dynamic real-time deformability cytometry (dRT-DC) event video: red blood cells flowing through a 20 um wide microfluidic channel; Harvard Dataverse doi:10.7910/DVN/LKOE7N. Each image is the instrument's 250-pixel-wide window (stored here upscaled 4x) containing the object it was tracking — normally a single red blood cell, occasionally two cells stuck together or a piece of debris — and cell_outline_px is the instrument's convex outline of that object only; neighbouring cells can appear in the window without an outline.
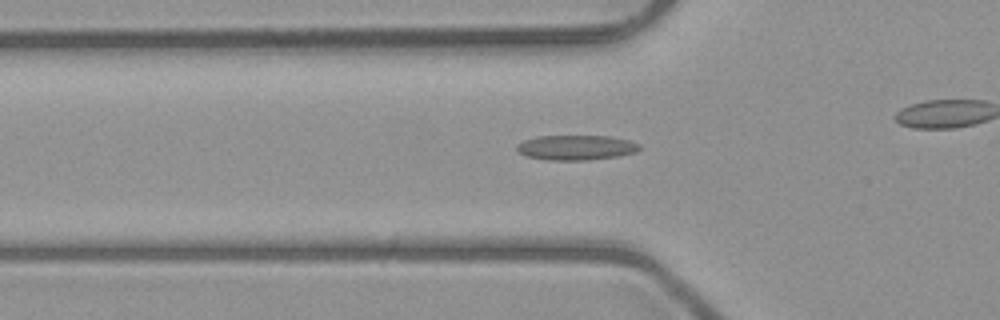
{"species": "common noctule bat (a hibernating species)", "species_latin": "Nyctalus noctula", "temperature_condition": "room temperature", "stored_images_in_passage": 40, "camera_frame_rate_fps": 3000, "um_per_image_px": 0.085, "animal": {"sex": "male", "body_mass_g": 23.1, "forearm_length_mm": 52.7}, "frame": {"image": 1, "passage_image": 17, "time_ms": 5.333, "image_size_px": [1000, 320], "cell_outline_px": [[640, 148], [636, 152], [620, 156], [588, 160], [548, 160], [528, 156], [520, 152], [516, 148], [516, 144], [524, 140], [536, 136], [608, 136], [628, 140], [640, 144]], "centroid_in_image_um": [48.98, 12.54], "position_along_channel_um": 76.8, "area_um2": 17.8}}
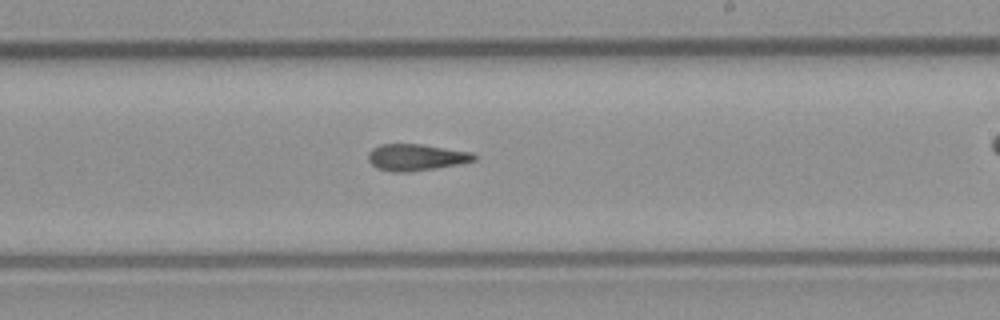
{"frame": {"image": 2, "passage_image": 30, "time_ms": 9.667, "image_size_px": [1000, 320], "cell_outline_px": [[476, 160], [460, 164], [436, 168], [408, 172], [392, 172], [376, 168], [368, 160], [368, 152], [372, 148], [380, 144], [420, 144], [472, 152], [476, 156]], "centroid_in_image_um": [35.35, 13.37], "position_along_channel_um": 253.7, "area_um2": 16.47}}
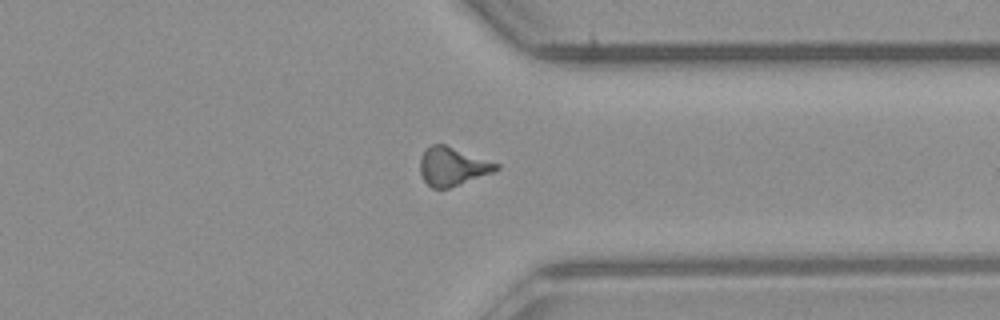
{"frame": {"image": 3, "passage_image": 39, "time_ms": 12.667, "image_size_px": [1000, 320], "cell_outline_px": [[500, 168], [492, 172], [460, 184], [448, 188], [432, 188], [424, 180], [420, 172], [420, 156], [432, 144], [444, 144], [500, 164]], "centroid_in_image_um": [38.45, 14.14], "position_along_channel_um": 372.9, "area_um2": 16.76}}